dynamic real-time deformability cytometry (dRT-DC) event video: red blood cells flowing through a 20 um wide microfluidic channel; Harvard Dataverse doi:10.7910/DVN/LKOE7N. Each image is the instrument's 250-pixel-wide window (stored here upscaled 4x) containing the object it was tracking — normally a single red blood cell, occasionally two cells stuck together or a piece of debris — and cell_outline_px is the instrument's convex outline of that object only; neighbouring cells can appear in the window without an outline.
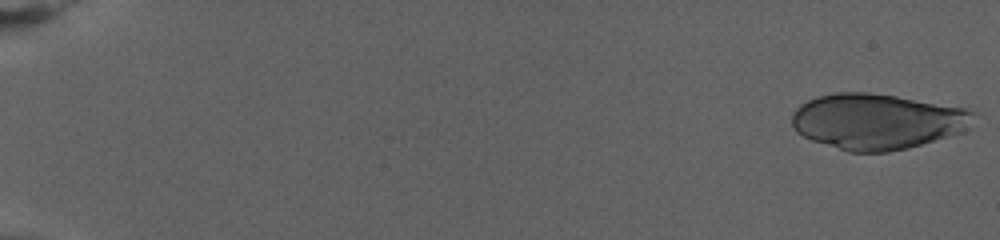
{"species": "human", "species_latin": "Homo sapiens", "temperature_condition": "warm", "stored_images_in_passage": 24, "camera_frame_rate_fps": 3000, "um_per_image_px": 0.085, "donor": {"sex": "female"}, "frame": {"image": 1, "passage_image": 1, "time_ms": 0.0, "image_size_px": [1000, 240], "cell_outline_px": [[972, 112], [964, 132], [908, 148], [888, 152], [848, 152], [812, 140], [796, 132], [792, 124], [792, 112], [800, 104], [808, 100], [820, 96], [836, 92], [868, 92], [896, 96], [964, 108]], "centroid_in_image_um": [74.48, 10.33], "position_along_channel_um": 10.5, "area_um2": 58.44}}
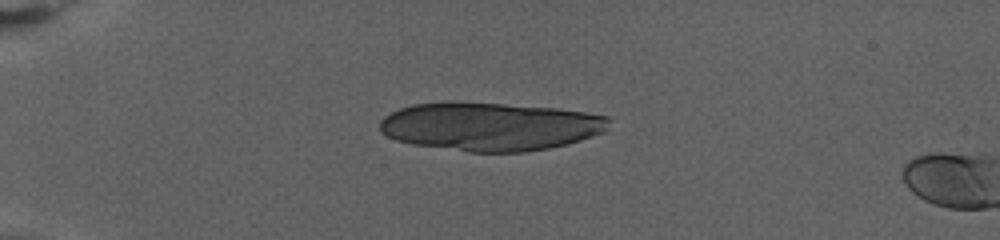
{"frame": {"image": 2, "passage_image": 20, "time_ms": 6.333, "image_size_px": [1000, 240], "cell_outline_px": [[612, 120], [604, 132], [568, 144], [548, 148], [524, 152], [468, 152], [412, 144], [396, 140], [380, 132], [380, 120], [384, 116], [400, 108], [412, 104], [448, 100], [504, 104], [556, 108], [584, 112], [608, 116]], "centroid_in_image_um": [41.64, 10.74], "position_along_channel_um": 43.4, "area_um2": 65.2}}